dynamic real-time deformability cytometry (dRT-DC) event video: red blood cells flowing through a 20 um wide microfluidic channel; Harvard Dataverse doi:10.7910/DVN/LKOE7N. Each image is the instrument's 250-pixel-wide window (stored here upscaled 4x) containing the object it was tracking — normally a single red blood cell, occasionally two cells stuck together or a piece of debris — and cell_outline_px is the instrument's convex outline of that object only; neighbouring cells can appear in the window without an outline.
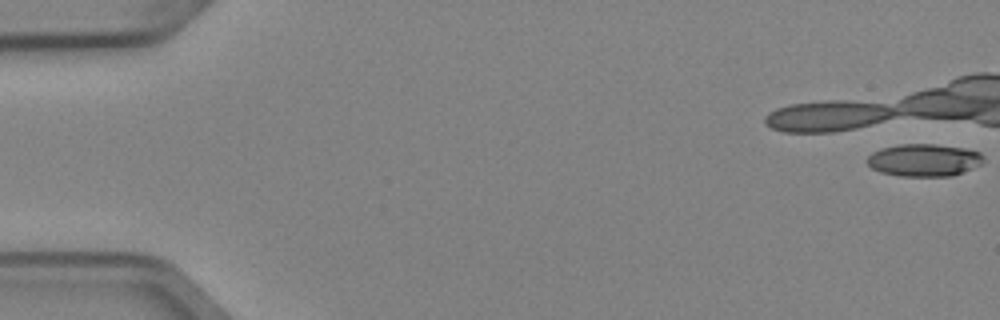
{"species": "Egyptian fruit bat (a non-hibernating species)", "species_latin": "Rousettus aegyptiacus", "temperature_condition": "cold", "stored_images_in_passage": 4, "camera_frame_rate_fps": 3000, "um_per_image_px": 0.085, "animal": {"sex": "female"}, "frame": {"image": 1, "passage_image": 1, "time_ms": 0.0, "image_size_px": [1000, 320], "cell_outline_px": [[984, 160], [980, 164], [964, 172], [952, 176], [900, 176], [880, 172], [872, 168], [864, 160], [872, 152], [880, 148], [900, 144], [936, 144], [964, 148], [980, 152], [984, 156]], "centroid_in_image_um": [78.52, 13.6], "position_along_channel_um": 6.5, "area_um2": 22.2}}